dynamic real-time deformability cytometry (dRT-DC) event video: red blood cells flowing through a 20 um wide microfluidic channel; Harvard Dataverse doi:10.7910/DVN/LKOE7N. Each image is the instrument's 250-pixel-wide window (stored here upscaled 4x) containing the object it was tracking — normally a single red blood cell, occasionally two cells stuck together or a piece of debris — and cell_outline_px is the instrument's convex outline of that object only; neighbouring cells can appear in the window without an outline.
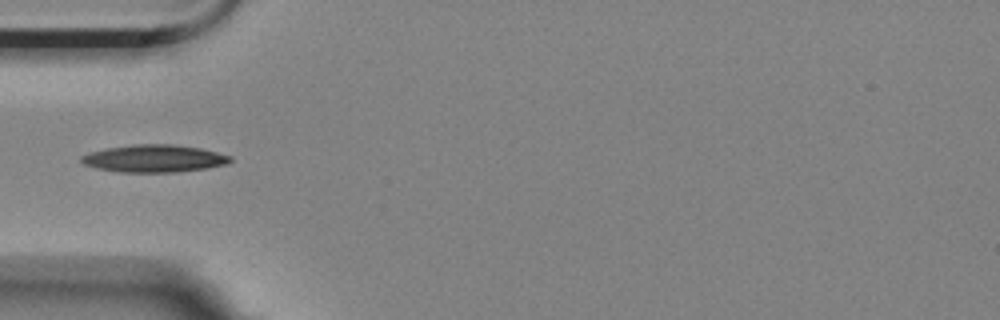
{"species": "Egyptian fruit bat (a non-hibernating species)", "species_latin": "Rousettus aegyptiacus", "temperature_condition": "room temperature", "stored_images_in_passage": 5, "camera_frame_rate_fps": 3000, "um_per_image_px": 0.085, "animal": {"sex": "female"}, "frame": {"image": 1, "passage_image": 5, "time_ms": 1.333, "image_size_px": [1000, 320], "cell_outline_px": [[232, 160], [224, 164], [204, 168], [176, 172], [120, 172], [96, 168], [84, 164], [80, 160], [80, 156], [104, 148], [132, 144], [172, 144], [200, 148], [232, 156]], "centroid_in_image_um": [13.06, 13.46], "position_along_channel_um": 71.9, "area_um2": 23.7}}